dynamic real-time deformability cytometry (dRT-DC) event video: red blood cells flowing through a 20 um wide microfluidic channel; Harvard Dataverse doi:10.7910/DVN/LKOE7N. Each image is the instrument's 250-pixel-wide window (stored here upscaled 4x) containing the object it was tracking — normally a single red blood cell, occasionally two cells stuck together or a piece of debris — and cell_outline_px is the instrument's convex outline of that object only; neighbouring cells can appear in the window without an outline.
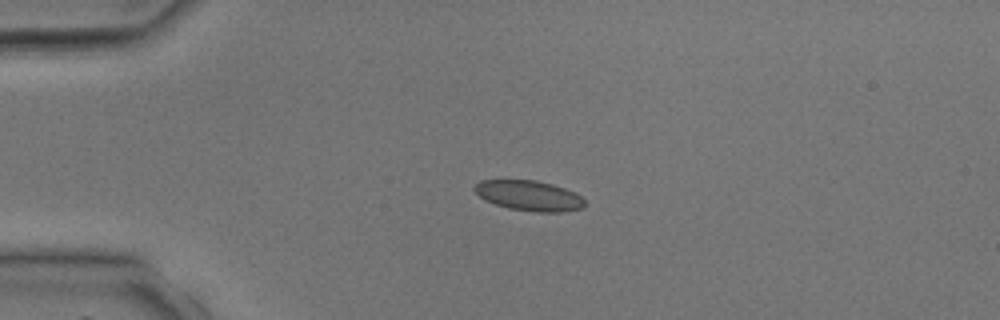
{"species": "common noctule bat (a hibernating species)", "species_latin": "Nyctalus noctula", "temperature_condition": "room temperature", "stored_images_in_passage": 14, "camera_frame_rate_fps": 3000, "um_per_image_px": 0.085, "animal": {"sex": "male", "body_mass_g": 17.9, "forearm_length_mm": 54.2}, "frame": {"image": 1, "passage_image": 10, "time_ms": 3.0, "image_size_px": [1000, 320], "cell_outline_px": [[584, 208], [564, 212], [536, 212], [508, 208], [484, 200], [472, 188], [480, 180], [536, 180], [552, 184], [576, 192], [584, 200]], "centroid_in_image_um": [44.98, 16.63], "position_along_channel_um": 40.0, "area_um2": 19.48}}